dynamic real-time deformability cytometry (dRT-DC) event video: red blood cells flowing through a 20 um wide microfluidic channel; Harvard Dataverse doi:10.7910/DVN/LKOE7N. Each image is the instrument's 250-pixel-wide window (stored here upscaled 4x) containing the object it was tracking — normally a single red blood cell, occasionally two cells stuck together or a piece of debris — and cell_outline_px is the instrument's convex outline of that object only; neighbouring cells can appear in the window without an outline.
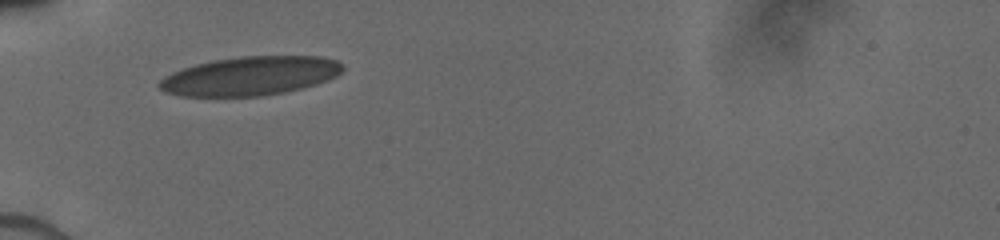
{"species": "human", "species_latin": "Homo sapiens", "temperature_condition": "cold", "stored_images_in_passage": 23, "camera_frame_rate_fps": 3000, "um_per_image_px": 0.085, "donor": {"sex": "male"}, "frame": {"image": 1, "passage_image": 1, "time_ms": 0.0, "image_size_px": [1000, 240], "cell_outline_px": [[344, 68], [336, 76], [328, 80], [304, 88], [284, 92], [260, 96], [180, 96], [164, 92], [156, 84], [164, 76], [172, 72], [196, 64], [212, 60], [240, 56], [320, 56], [336, 60], [344, 64]], "centroid_in_image_um": [21.26, 6.45], "position_along_channel_um": 63.7, "area_um2": 41.73}}
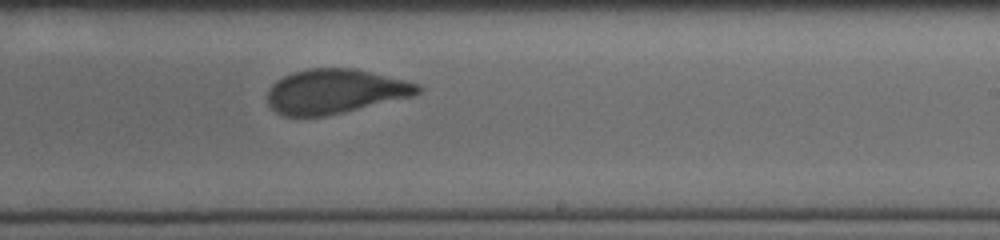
{"frame": {"image": 2, "passage_image": 14, "time_ms": 5.0, "image_size_px": [1000, 240], "cell_outline_px": [[424, 88], [416, 96], [328, 116], [284, 116], [276, 112], [268, 104], [268, 88], [276, 80], [292, 72], [308, 68], [356, 68], [420, 84]], "centroid_in_image_um": [28.52, 7.77], "position_along_channel_um": 260.5, "area_um2": 39.48}}
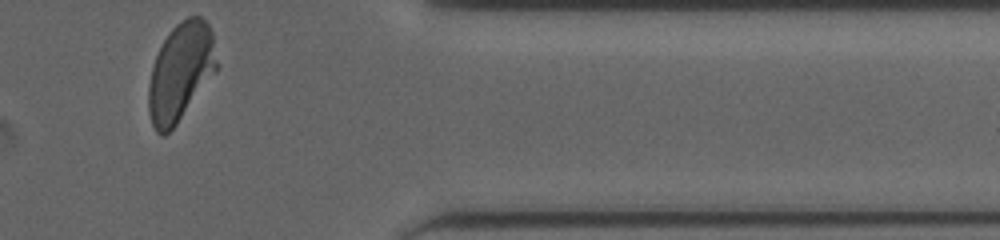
{"frame": {"image": 3, "passage_image": 23, "time_ms": 8.667, "image_size_px": [1000, 240], "cell_outline_px": [[216, 68], [176, 124], [164, 136], [160, 136], [156, 132], [152, 124], [148, 112], [148, 84], [152, 68], [156, 56], [168, 32], [176, 24], [188, 16], [200, 16], [208, 24], [212, 32], [216, 64]], "centroid_in_image_um": [15.29, 6.11], "position_along_channel_um": 396.1, "area_um2": 38.03}}